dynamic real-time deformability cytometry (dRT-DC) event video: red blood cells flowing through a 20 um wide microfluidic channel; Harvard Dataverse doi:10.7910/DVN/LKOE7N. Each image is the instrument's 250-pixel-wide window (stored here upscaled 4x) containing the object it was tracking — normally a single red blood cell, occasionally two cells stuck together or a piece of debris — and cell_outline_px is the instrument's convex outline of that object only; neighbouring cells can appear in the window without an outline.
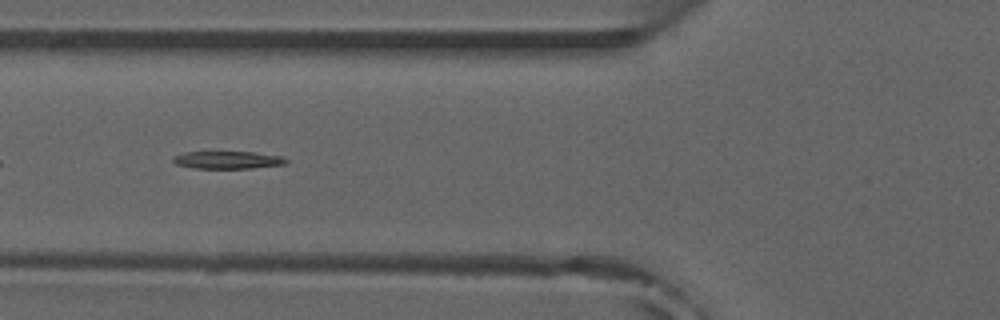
{"species": "common noctule bat (a hibernating species)", "species_latin": "Nyctalus noctula", "temperature_condition": "room temperature", "stored_images_in_passage": 38, "camera_frame_rate_fps": 3000, "um_per_image_px": 0.085, "animal": {"sex": "male", "forearm_length_mm": 52.5}, "frame": {"image": 1, "passage_image": 6, "time_ms": 1.667, "image_size_px": [1000, 320], "cell_outline_px": [[288, 164], [252, 168], [192, 168], [176, 164], [172, 160], [172, 156], [184, 152], [256, 152], [280, 156], [288, 160]], "centroid_in_image_um": [19.35, 13.59], "position_along_channel_um": 106.4, "area_um2": 11.62}, "authors_computed_cell_mechanics": {"area_um2": 12.0224, "velocity_mm_per_s": 3.919, "shape_relaxation_time_tau1_ms": 7.6645, "shape_relaxation_time_tau2_ms": null, "deformation_change_tau1": 0.1771, "deformation_change_tau2": null}}